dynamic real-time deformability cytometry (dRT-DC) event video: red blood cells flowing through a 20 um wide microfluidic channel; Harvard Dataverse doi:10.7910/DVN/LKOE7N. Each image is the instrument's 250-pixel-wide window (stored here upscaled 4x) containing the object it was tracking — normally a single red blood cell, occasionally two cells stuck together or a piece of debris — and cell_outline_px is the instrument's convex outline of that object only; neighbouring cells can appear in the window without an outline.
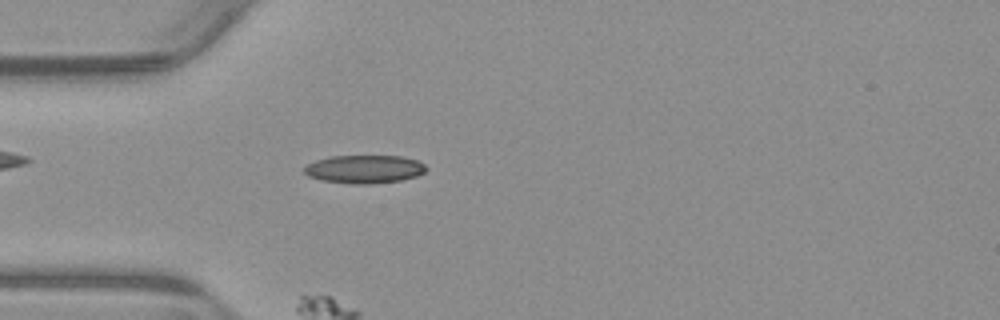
{"species": "common noctule bat (a hibernating species)", "species_latin": "Nyctalus noctula", "temperature_condition": "warm", "stored_images_in_passage": 50, "segment_of_instrument_passage": [1, 2], "camera_frame_rate_fps": 3000, "um_per_image_px": 0.085, "animal": {"sex": "male", "body_mass_g": 23.1, "forearm_length_mm": 52.7}, "frame": {"image": 1, "passage_image": 15, "time_ms": 4.667, "image_size_px": [1000, 320], "cell_outline_px": [[428, 168], [424, 172], [416, 176], [400, 180], [368, 184], [352, 184], [324, 180], [308, 176], [304, 172], [304, 168], [308, 164], [316, 160], [332, 156], [400, 156], [416, 160], [424, 164]], "centroid_in_image_um": [30.98, 14.37], "position_along_channel_um": 54.0, "area_um2": 19.83}}